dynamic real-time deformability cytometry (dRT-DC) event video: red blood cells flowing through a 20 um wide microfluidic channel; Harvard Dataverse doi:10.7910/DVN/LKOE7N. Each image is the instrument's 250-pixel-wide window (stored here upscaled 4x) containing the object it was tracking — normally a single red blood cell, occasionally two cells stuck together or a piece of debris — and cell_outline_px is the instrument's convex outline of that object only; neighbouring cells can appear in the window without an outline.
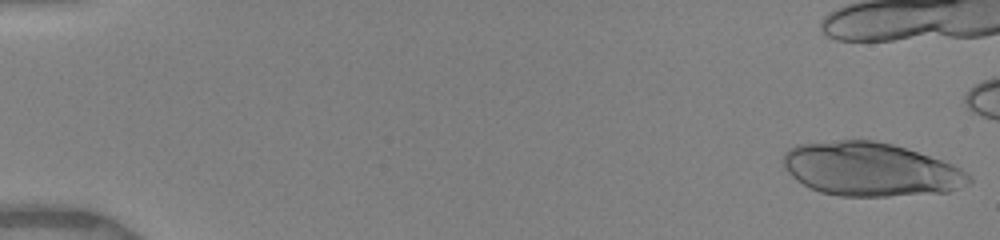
{"species": "human", "species_latin": "Homo sapiens", "temperature_condition": "warm", "stored_images_in_passage": 18, "camera_frame_rate_fps": 3000, "um_per_image_px": 0.085, "donor": {"sex": "female"}, "frame": {"image": 1, "passage_image": 1, "time_ms": 0.0, "image_size_px": [1000, 240], "cell_outline_px": [[972, 180], [968, 184], [960, 188], [948, 192], [888, 196], [840, 196], [820, 192], [796, 180], [784, 168], [784, 152], [788, 148], [796, 144], [840, 140], [876, 140], [892, 144], [952, 164], [968, 172], [972, 176]], "centroid_in_image_um": [74.0, 14.39], "position_along_channel_um": 11.0, "area_um2": 57.97}}